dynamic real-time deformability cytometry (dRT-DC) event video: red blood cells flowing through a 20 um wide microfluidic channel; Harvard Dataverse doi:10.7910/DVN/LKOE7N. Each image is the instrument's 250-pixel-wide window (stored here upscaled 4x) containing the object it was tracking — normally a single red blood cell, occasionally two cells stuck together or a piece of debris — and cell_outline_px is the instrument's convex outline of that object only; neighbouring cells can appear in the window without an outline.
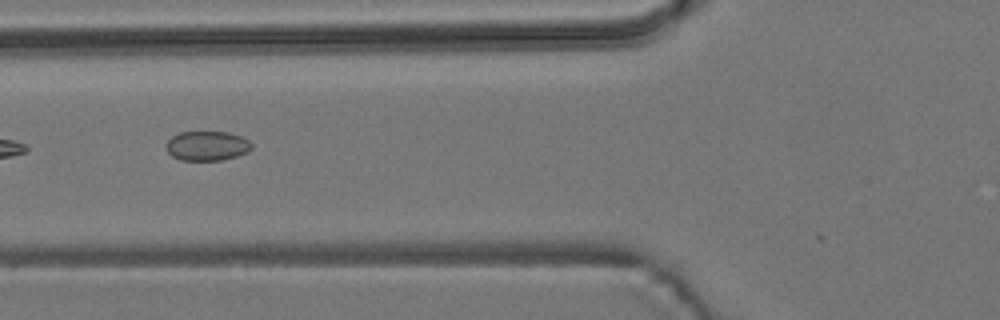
{"species": "common noctule bat (a hibernating species)", "species_latin": "Nyctalus noctula", "temperature_condition": "room temperature", "stored_images_in_passage": 4, "camera_frame_rate_fps": 3000, "um_per_image_px": 0.085, "animal": {"sex": "male", "body_mass_g": 19.2, "forearm_length_mm": 51.8}, "frame": {"image": 1, "passage_image": 4, "time_ms": 3.333, "image_size_px": [1000, 320], "cell_outline_px": [[252, 148], [248, 152], [236, 156], [220, 160], [180, 160], [172, 156], [168, 152], [164, 144], [172, 136], [180, 132], [228, 132], [240, 136], [248, 140], [252, 144]], "centroid_in_image_um": [17.58, 12.39], "position_along_channel_um": 108.2, "area_um2": 14.74}}